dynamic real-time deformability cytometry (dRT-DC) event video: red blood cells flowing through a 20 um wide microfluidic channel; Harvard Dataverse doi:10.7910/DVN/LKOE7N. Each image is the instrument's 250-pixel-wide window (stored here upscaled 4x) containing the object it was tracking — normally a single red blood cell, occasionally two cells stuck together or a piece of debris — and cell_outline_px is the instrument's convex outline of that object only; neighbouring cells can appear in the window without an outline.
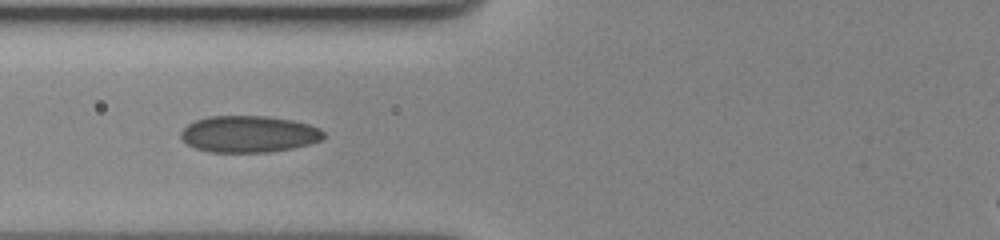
{"species": "human", "species_latin": "Homo sapiens", "temperature_condition": "cold", "stored_images_in_passage": 12, "camera_frame_rate_fps": 3000, "um_per_image_px": 0.085, "donor": {"sex": "female"}, "frame": {"image": 1, "passage_image": 6, "time_ms": 1.667, "image_size_px": [1000, 240], "cell_outline_px": [[324, 136], [320, 140], [308, 144], [292, 148], [268, 152], [212, 152], [196, 148], [188, 144], [180, 136], [180, 132], [188, 124], [196, 120], [208, 116], [268, 116], [292, 120], [308, 124], [320, 128], [324, 132]], "centroid_in_image_um": [21.15, 11.39], "position_along_channel_um": 104.7, "area_um2": 30.35}}
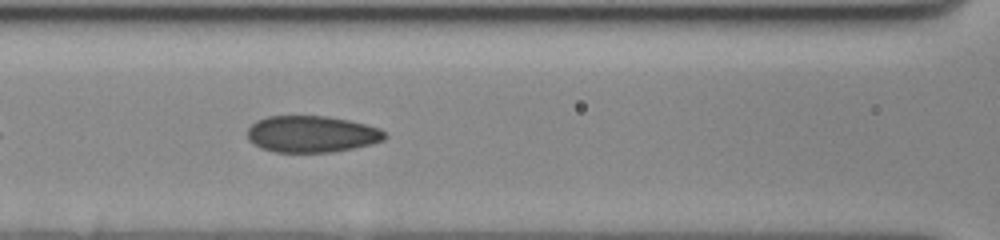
{"frame": {"image": 2, "passage_image": 9, "time_ms": 2.667, "image_size_px": [1000, 240], "cell_outline_px": [[388, 136], [384, 140], [352, 148], [332, 152], [276, 152], [260, 148], [252, 144], [248, 140], [248, 128], [256, 120], [268, 116], [324, 116], [348, 120], [380, 128]], "centroid_in_image_um": [26.46, 11.4], "position_along_channel_um": 140.1, "area_um2": 29.25}}